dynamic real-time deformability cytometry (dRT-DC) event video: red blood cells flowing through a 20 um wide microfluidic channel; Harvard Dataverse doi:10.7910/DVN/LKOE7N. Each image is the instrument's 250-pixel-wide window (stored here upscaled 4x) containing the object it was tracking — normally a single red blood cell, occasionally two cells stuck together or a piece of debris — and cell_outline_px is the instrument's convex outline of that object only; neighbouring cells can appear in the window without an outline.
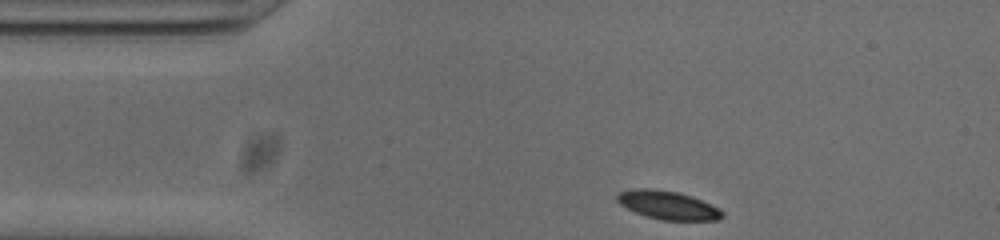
{"species": "common noctule bat (a hibernating species)", "species_latin": "Nyctalus noctula", "temperature_condition": "cold", "stored_images_in_passage": 9, "camera_frame_rate_fps": 3000, "um_per_image_px": 0.085, "animal": {"sex": "male", "body_mass_g": 20.0, "forearm_length_mm": 53.3}, "frame": {"image": 1, "passage_image": 1, "time_ms": 0.0, "image_size_px": [1000, 240], "cell_outline_px": [[724, 216], [720, 220], [664, 220], [644, 216], [620, 204], [616, 200], [616, 196], [620, 192], [636, 188], [648, 188], [676, 192], [692, 196], [720, 208], [724, 212]], "centroid_in_image_um": [56.8, 17.44], "position_along_channel_um": 28.2, "area_um2": 17.4}}
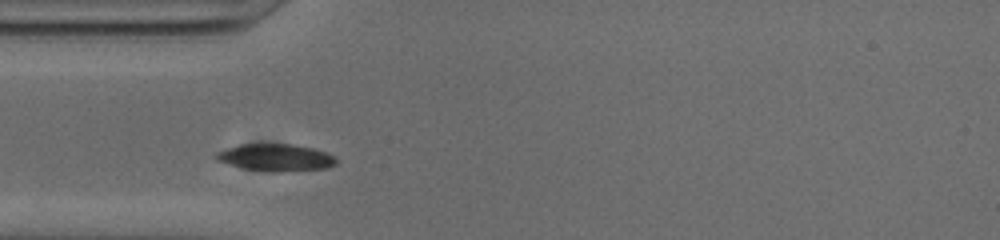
{"frame": {"image": 2, "passage_image": 7, "time_ms": 2.0, "image_size_px": [1000, 240], "cell_outline_px": [[336, 164], [328, 168], [272, 172], [244, 168], [216, 160], [212, 156], [216, 152], [224, 148], [240, 144], [288, 144], [312, 148], [336, 156]], "centroid_in_image_um": [23.39, 13.38], "position_along_channel_um": 61.6, "area_um2": 18.9}}